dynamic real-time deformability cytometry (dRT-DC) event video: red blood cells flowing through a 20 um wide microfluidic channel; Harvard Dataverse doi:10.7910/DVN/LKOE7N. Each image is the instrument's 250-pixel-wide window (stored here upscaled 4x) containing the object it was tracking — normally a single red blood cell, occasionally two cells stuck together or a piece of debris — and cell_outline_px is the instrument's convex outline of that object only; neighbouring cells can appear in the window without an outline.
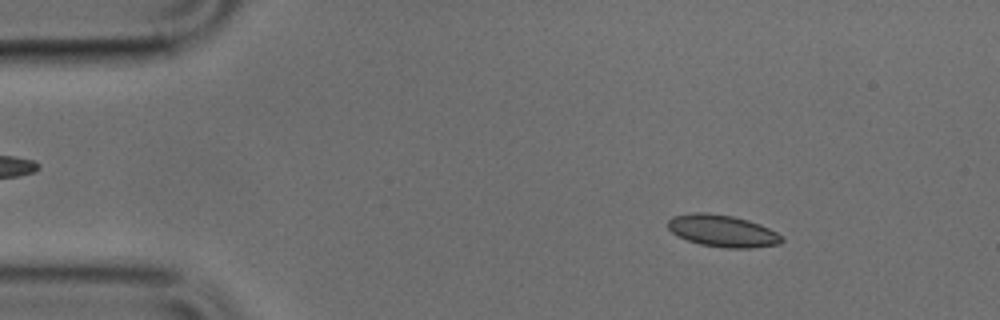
{"species": "common noctule bat (a hibernating species)", "species_latin": "Nyctalus noctula", "temperature_condition": "cold", "stored_images_in_passage": 49, "camera_frame_rate_fps": 3000, "um_per_image_px": 0.085, "animal": {"sex": "male", "body_mass_g": 17.9, "forearm_length_mm": 54.2}, "frame": {"image": 1, "passage_image": 6, "time_ms": 1.667, "image_size_px": [1000, 320], "cell_outline_px": [[784, 240], [780, 244], [752, 248], [728, 248], [700, 244], [676, 236], [668, 228], [668, 220], [672, 216], [692, 212], [704, 212], [732, 216], [748, 220], [760, 224], [784, 236]], "centroid_in_image_um": [61.42, 19.62], "position_along_channel_um": 23.6, "area_um2": 21.33}}
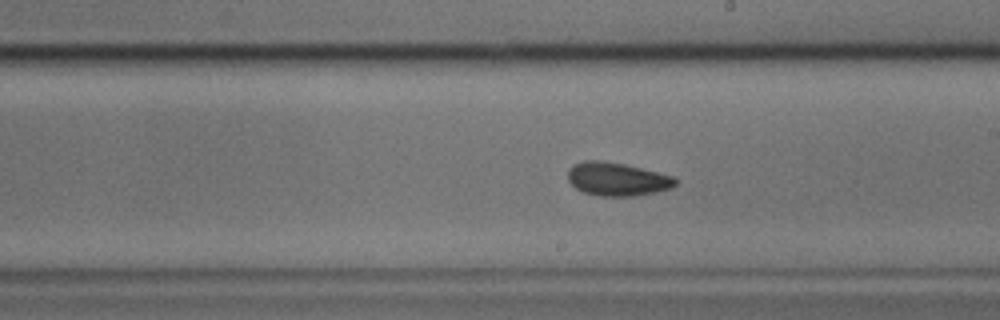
{"frame": {"image": 2, "passage_image": 27, "time_ms": 8.667, "image_size_px": [1000, 320], "cell_outline_px": [[676, 184], [672, 188], [656, 192], [636, 196], [600, 196], [584, 192], [576, 188], [568, 180], [568, 168], [572, 164], [584, 160], [600, 160], [624, 164], [676, 176]], "centroid_in_image_um": [52.46, 15.22], "position_along_channel_um": 236.5, "area_um2": 21.1}}
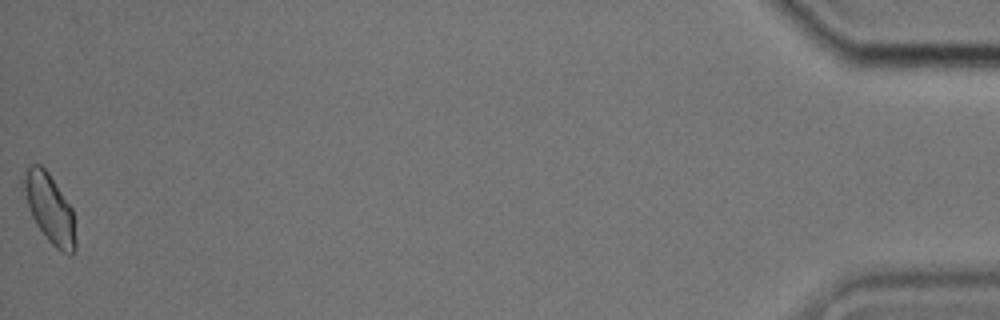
{"frame": {"image": 3, "passage_image": 49, "time_ms": 16.0, "image_size_px": [1000, 320], "cell_outline_px": [[76, 248], [68, 256], [60, 252], [48, 240], [36, 224], [28, 208], [20, 184], [24, 172], [28, 164], [40, 164], [48, 172], [72, 208], [76, 244]], "centroid_in_image_um": [4.18, 17.7], "position_along_channel_um": 431.0, "area_um2": 21.1}}